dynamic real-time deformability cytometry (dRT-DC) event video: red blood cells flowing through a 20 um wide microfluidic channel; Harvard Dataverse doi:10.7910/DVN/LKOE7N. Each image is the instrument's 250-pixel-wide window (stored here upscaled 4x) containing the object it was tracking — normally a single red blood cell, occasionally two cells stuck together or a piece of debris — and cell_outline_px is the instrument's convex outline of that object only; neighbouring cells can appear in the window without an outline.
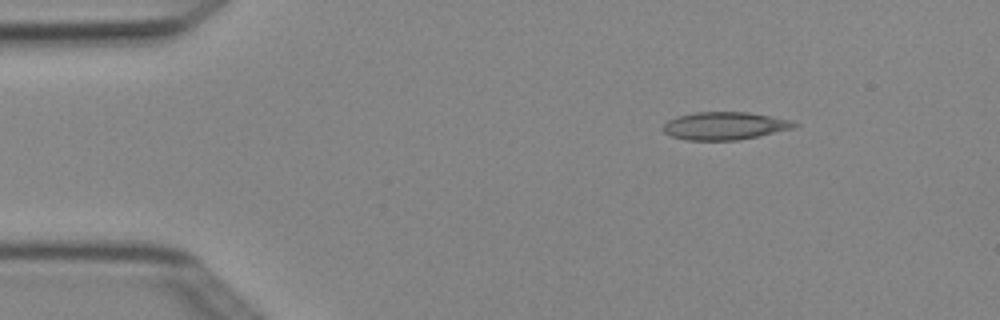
{"species": "Egyptian fruit bat (a non-hibernating species)", "species_latin": "Rousettus aegyptiacus", "temperature_condition": "cold", "stored_images_in_passage": 3, "camera_frame_rate_fps": 3000, "um_per_image_px": 0.085, "animal": {"sex": "female"}, "frame": {"image": 1, "passage_image": 1, "time_ms": 0.0, "image_size_px": [1000, 320], "cell_outline_px": [[800, 124], [792, 128], [756, 136], [736, 140], [688, 140], [672, 136], [664, 132], [664, 124], [668, 120], [676, 116], [696, 112], [748, 112], [788, 120]], "centroid_in_image_um": [61.55, 10.69], "position_along_channel_um": 23.5, "area_um2": 20.81}}
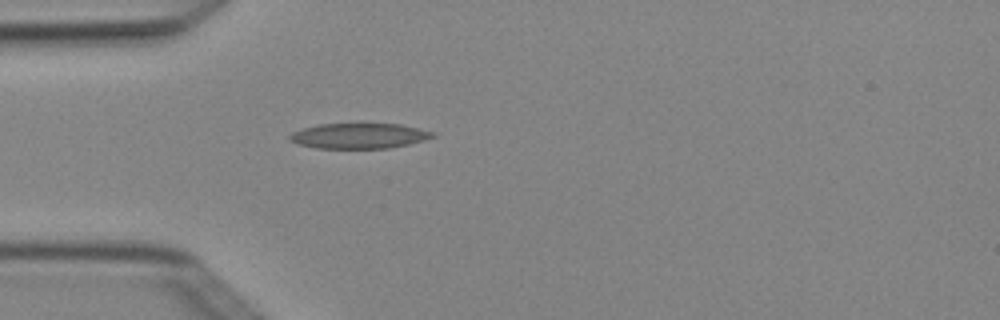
{"frame": {"image": 2, "passage_image": 3, "time_ms": 0.667, "image_size_px": [1000, 320], "cell_outline_px": [[436, 136], [424, 140], [408, 144], [388, 148], [316, 148], [296, 144], [288, 140], [288, 136], [292, 132], [304, 128], [320, 124], [400, 124], [436, 132]], "centroid_in_image_um": [30.51, 11.55], "position_along_channel_um": 54.5, "area_um2": 21.1}}